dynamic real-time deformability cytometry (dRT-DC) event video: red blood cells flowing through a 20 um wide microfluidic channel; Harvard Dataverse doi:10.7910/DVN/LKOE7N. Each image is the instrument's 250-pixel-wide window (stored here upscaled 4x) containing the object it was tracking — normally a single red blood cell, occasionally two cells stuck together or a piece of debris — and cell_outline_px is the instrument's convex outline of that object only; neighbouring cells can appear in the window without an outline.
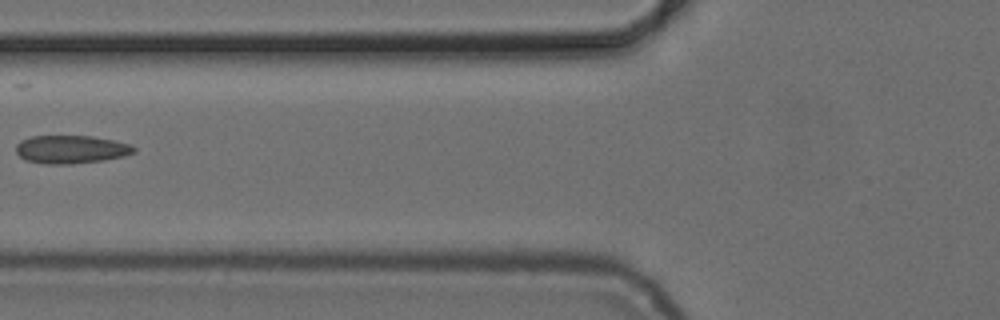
{"species": "common noctule bat (a hibernating species)", "species_latin": "Nyctalus noctula", "temperature_condition": "cold", "stored_images_in_passage": 3, "camera_frame_rate_fps": 3000, "um_per_image_px": 0.085, "animal": {"sex": "female", "body_mass_g": 24.6, "forearm_length_mm": 56.2}, "frame": {"image": 1, "passage_image": 3, "time_ms": 2.333, "image_size_px": [1000, 320], "cell_outline_px": [[136, 152], [124, 156], [104, 160], [72, 164], [44, 164], [24, 160], [16, 152], [16, 144], [20, 140], [32, 136], [92, 136], [132, 144], [136, 148]], "centroid_in_image_um": [6.04, 12.7], "position_along_channel_um": 119.8, "area_um2": 19.54}}